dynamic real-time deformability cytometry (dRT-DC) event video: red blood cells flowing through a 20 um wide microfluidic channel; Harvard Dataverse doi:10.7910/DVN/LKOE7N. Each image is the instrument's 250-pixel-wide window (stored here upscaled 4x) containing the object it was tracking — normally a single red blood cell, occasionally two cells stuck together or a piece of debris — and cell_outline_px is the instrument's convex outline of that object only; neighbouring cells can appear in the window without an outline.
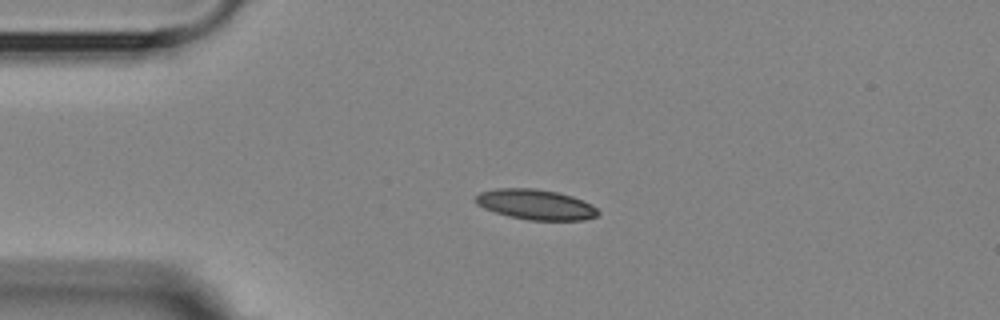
{"species": "Egyptian fruit bat (a non-hibernating species)", "species_latin": "Rousettus aegyptiacus", "temperature_condition": "room temperature", "stored_images_in_passage": 3, "camera_frame_rate_fps": 3000, "um_per_image_px": 0.085, "animal": {"sex": "female"}, "frame": {"image": 1, "passage_image": 2, "time_ms": 2.333, "image_size_px": [1000, 320], "cell_outline_px": [[600, 212], [596, 216], [584, 220], [528, 220], [508, 216], [484, 208], [476, 204], [472, 200], [480, 192], [496, 188], [536, 188], [556, 192], [572, 196], [592, 204]], "centroid_in_image_um": [45.51, 17.38], "position_along_channel_um": 39.5, "area_um2": 21.68}}